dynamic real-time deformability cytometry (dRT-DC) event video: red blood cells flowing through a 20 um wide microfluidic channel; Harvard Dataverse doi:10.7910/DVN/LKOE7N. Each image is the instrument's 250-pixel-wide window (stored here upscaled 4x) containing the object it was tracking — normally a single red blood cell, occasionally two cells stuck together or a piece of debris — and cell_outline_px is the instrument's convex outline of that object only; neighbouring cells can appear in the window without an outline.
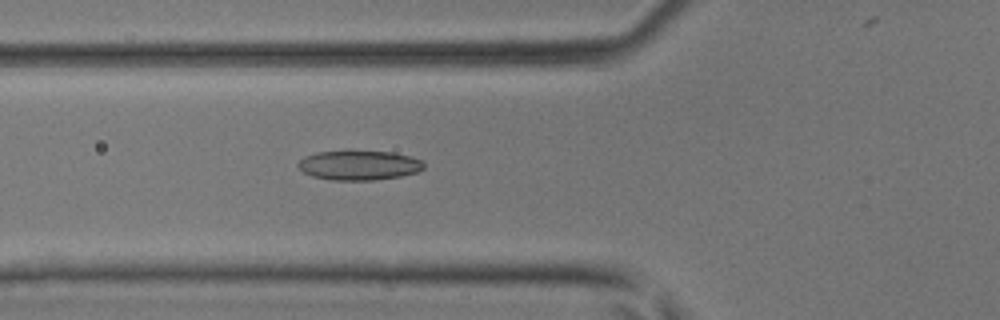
{"species": "common noctule bat (a hibernating species)", "species_latin": "Nyctalus noctula", "temperature_condition": "room temperature", "stored_images_in_passage": 33, "camera_frame_rate_fps": 3000, "um_per_image_px": 0.085, "animal": {"sex": "male", "body_mass_g": 17.9, "forearm_length_mm": 54.2}, "frame": {"image": 1, "passage_image": 3, "time_ms": 0.667, "image_size_px": [1000, 320], "cell_outline_px": [[424, 168], [416, 172], [400, 176], [376, 180], [332, 180], [312, 176], [304, 172], [296, 164], [304, 156], [316, 152], [348, 148], [392, 152], [412, 156], [420, 160], [424, 164]], "centroid_in_image_um": [30.49, 14.0], "position_along_channel_um": 95.3, "area_um2": 22.48}}
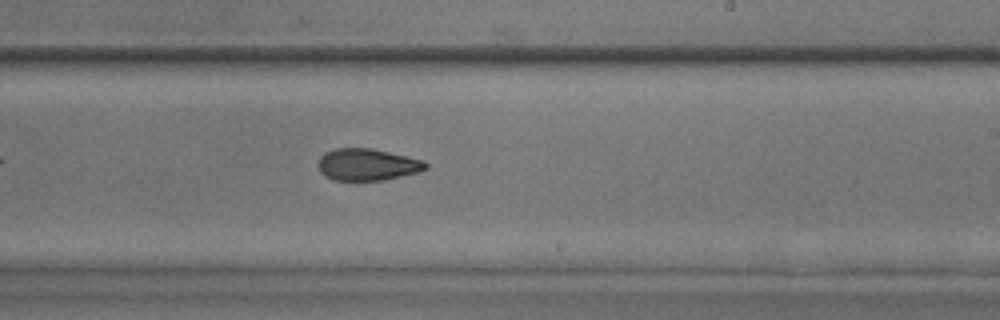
{"frame": {"image": 2, "passage_image": 14, "time_ms": 4.333, "image_size_px": [1000, 320], "cell_outline_px": [[428, 168], [420, 172], [384, 180], [332, 180], [324, 176], [320, 172], [320, 156], [324, 152], [336, 148], [372, 148], [424, 160], [428, 164]], "centroid_in_image_um": [31.25, 13.99], "position_along_channel_um": 257.8, "area_um2": 20.06}}
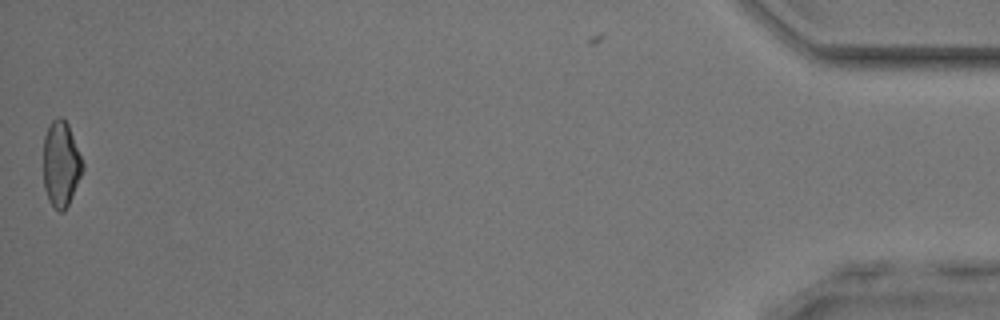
{"frame": {"image": 3, "passage_image": 32, "time_ms": 10.333, "image_size_px": [1000, 320], "cell_outline_px": [[84, 168], [72, 196], [64, 212], [60, 212], [48, 200], [44, 188], [44, 136], [52, 120], [56, 116], [60, 116], [68, 124], [84, 164]], "centroid_in_image_um": [5.18, 13.93], "position_along_channel_um": 430.0, "area_um2": 19.42}}